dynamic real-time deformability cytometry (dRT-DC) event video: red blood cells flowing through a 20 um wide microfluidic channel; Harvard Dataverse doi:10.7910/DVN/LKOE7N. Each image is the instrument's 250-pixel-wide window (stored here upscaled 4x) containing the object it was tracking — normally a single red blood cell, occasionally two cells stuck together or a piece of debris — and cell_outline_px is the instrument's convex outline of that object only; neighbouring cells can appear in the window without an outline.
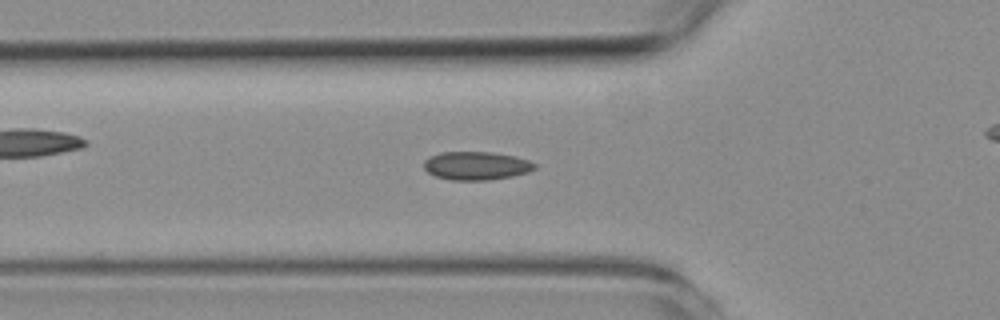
{"species": "common noctule bat (a hibernating species)", "species_latin": "Nyctalus noctula", "temperature_condition": "room temperature", "stored_images_in_passage": 55, "camera_frame_rate_fps": 3000, "um_per_image_px": 0.085, "animal": {"sex": "female", "body_mass_g": 19.3, "forearm_length_mm": 54.1}, "frame": {"image": 1, "passage_image": 18, "time_ms": 5.667, "image_size_px": [1000, 320], "cell_outline_px": [[536, 168], [528, 172], [512, 176], [488, 180], [452, 180], [436, 176], [428, 172], [424, 168], [424, 160], [440, 152], [492, 152], [516, 156], [528, 160], [536, 164]], "centroid_in_image_um": [40.5, 14.08], "position_along_channel_um": 85.3, "area_um2": 18.26}}
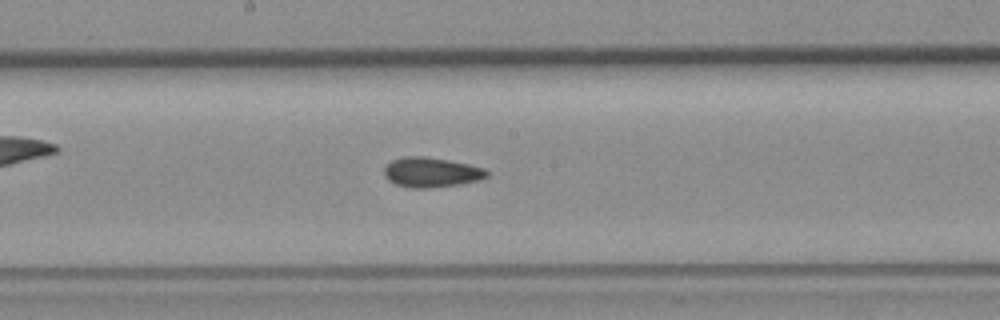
{"frame": {"image": 2, "passage_image": 28, "time_ms": 9.0, "image_size_px": [1000, 320], "cell_outline_px": [[488, 176], [480, 180], [460, 184], [428, 188], [412, 188], [396, 184], [388, 180], [384, 176], [384, 168], [392, 160], [404, 156], [424, 156], [448, 160], [468, 164], [484, 168], [488, 172]], "centroid_in_image_um": [36.65, 14.64], "position_along_channel_um": 211.5, "area_um2": 17.86}}
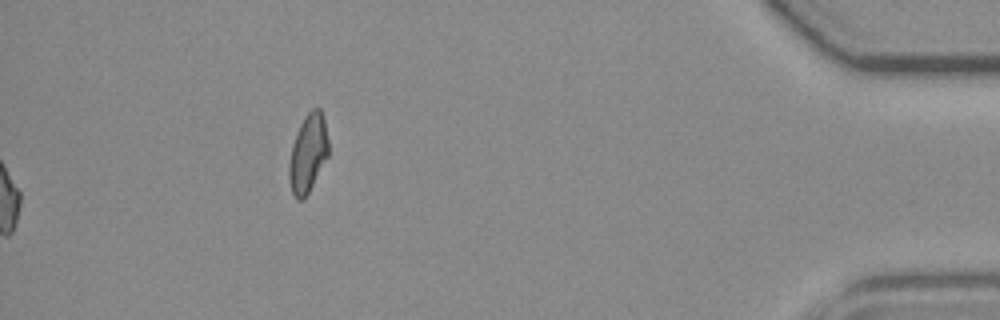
{"frame": {"image": 3, "passage_image": 55, "time_ms": 18.0, "image_size_px": [1000, 320], "cell_outline_px": [[328, 156], [304, 200], [300, 200], [292, 192], [288, 180], [288, 168], [292, 144], [300, 124], [304, 116], [312, 108], [320, 108], [324, 120], [328, 140]], "centroid_in_image_um": [26.17, 13.02], "position_along_channel_um": 409.0, "area_um2": 17.86}, "authors_computed_cell_mechanics": {"area_um2": 17.34, "velocity_mm_per_s": 3.7643, "shape_relaxation_time_tau1_ms": null, "shape_relaxation_time_tau2_ms": 4.9096, "deformation_change_tau1": null, "deformation_change_tau2": 0.0994}}